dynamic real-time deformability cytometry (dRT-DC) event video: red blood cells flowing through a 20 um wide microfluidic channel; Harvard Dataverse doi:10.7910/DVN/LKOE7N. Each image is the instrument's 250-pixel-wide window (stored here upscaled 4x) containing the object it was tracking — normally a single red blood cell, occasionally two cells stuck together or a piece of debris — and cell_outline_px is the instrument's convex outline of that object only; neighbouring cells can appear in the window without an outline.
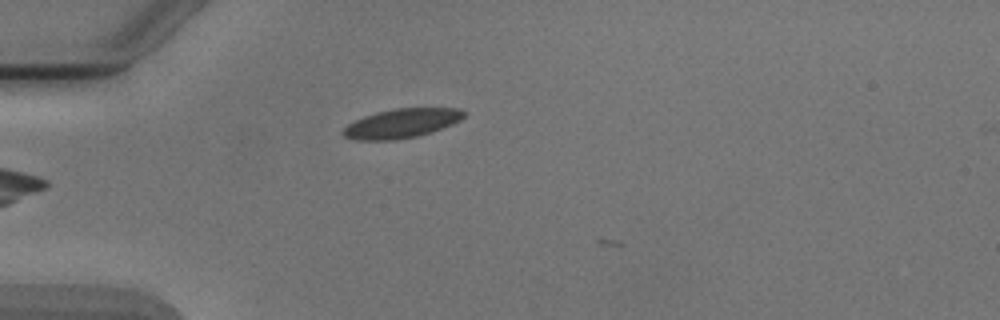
{"species": "Egyptian fruit bat (a non-hibernating species)", "species_latin": "Rousettus aegyptiacus", "temperature_condition": "cold", "stored_images_in_passage": 2, "camera_frame_rate_fps": 3000, "um_per_image_px": 0.085, "animal": {"sex": "male"}, "frame": {"image": 1, "passage_image": 1, "time_ms": 0.0, "image_size_px": [1000, 320], "cell_outline_px": [[464, 116], [460, 120], [452, 124], [432, 132], [416, 136], [396, 140], [356, 140], [344, 136], [340, 132], [348, 124], [364, 116], [376, 112], [396, 108], [460, 108], [464, 112]], "centroid_in_image_um": [34.12, 10.49], "position_along_channel_um": 50.9, "area_um2": 20.52}}